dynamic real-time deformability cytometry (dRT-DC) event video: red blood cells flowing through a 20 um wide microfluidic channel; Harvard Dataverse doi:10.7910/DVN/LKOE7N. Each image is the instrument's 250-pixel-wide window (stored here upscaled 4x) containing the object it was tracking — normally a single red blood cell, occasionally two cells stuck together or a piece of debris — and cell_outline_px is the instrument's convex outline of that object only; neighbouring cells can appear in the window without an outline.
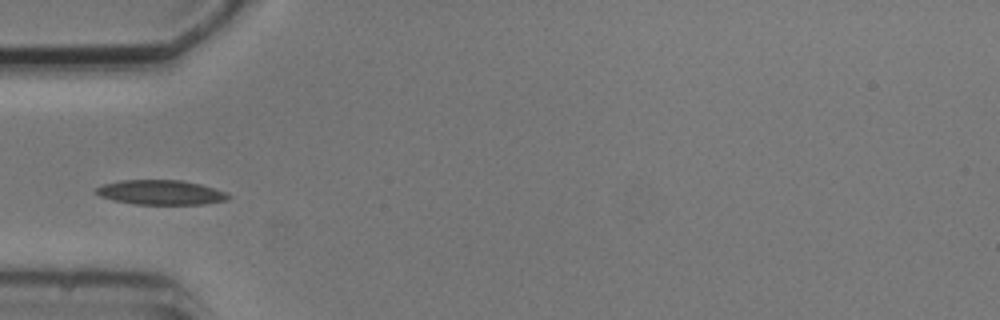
{"species": "common noctule bat (a hibernating species)", "species_latin": "Nyctalus noctula", "temperature_condition": "cold", "stored_images_in_passage": 6, "camera_frame_rate_fps": 3000, "um_per_image_px": 0.085, "animal": {"sex": "male", "body_mass_g": 20.5, "forearm_length_mm": 52.5}, "frame": {"image": 1, "passage_image": 3, "time_ms": 3.333, "image_size_px": [1000, 320], "cell_outline_px": [[232, 196], [228, 200], [204, 204], [136, 204], [112, 200], [100, 196], [92, 192], [96, 188], [104, 184], [120, 180], [180, 180], [200, 184], [228, 192]], "centroid_in_image_um": [13.68, 16.35], "position_along_channel_um": 71.3, "area_um2": 19.13}}
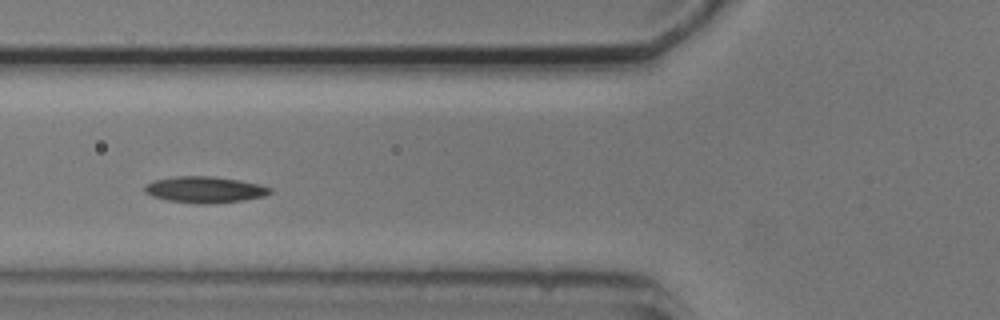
{"frame": {"image": 2, "passage_image": 4, "time_ms": 4.333, "image_size_px": [1000, 320], "cell_outline_px": [[272, 192], [264, 196], [244, 200], [208, 204], [196, 204], [168, 200], [152, 196], [144, 192], [144, 188], [152, 180], [176, 176], [208, 176], [240, 180], [272, 188]], "centroid_in_image_um": [17.39, 16.12], "position_along_channel_um": 108.4, "area_um2": 19.13}}
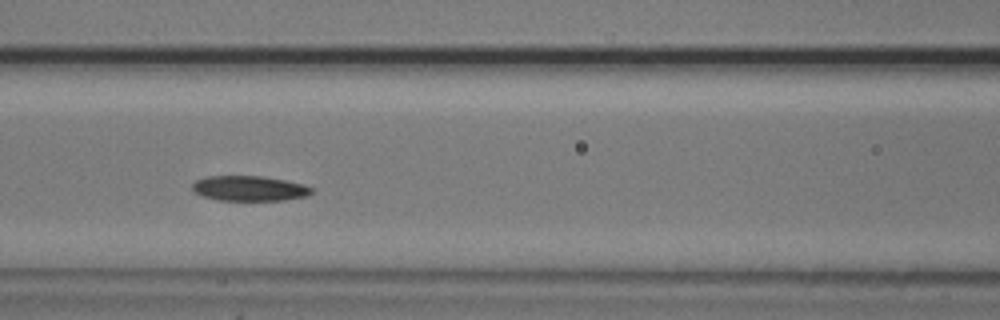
{"frame": {"image": 3, "passage_image": 5, "time_ms": 5.333, "image_size_px": [1000, 320], "cell_outline_px": [[312, 192], [304, 196], [284, 200], [216, 200], [204, 196], [196, 192], [192, 188], [192, 184], [196, 180], [204, 176], [264, 176], [304, 184], [312, 188]], "centroid_in_image_um": [21.17, 16.0], "position_along_channel_um": 145.4, "area_um2": 17.34}}